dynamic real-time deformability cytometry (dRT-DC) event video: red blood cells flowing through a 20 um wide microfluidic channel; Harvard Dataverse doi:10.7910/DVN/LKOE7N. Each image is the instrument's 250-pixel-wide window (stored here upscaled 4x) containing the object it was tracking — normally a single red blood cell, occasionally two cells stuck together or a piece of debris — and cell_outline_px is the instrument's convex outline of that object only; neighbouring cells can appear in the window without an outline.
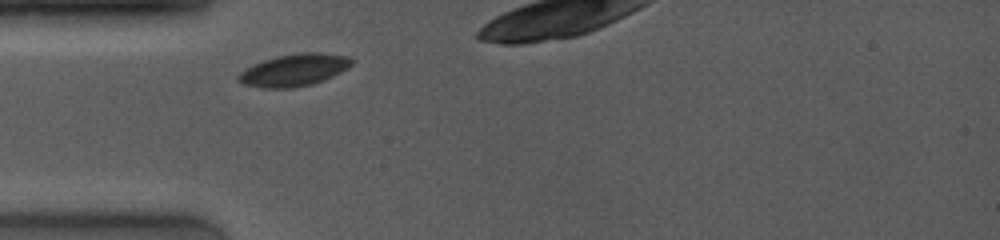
{"species": "common noctule bat (a hibernating species)", "species_latin": "Nyctalus noctula", "temperature_condition": "room temperature", "stored_images_in_passage": 5, "camera_frame_rate_fps": 4000, "um_per_image_px": 0.085, "animal": {"sex": "female", "body_mass_g": 19.0, "forearm_length_mm": 53.3}, "frame": {"image": 1, "passage_image": 1, "time_ms": 0.0, "image_size_px": [1000, 240], "cell_outline_px": [[352, 64], [348, 68], [324, 80], [312, 84], [296, 88], [260, 88], [244, 84], [236, 80], [236, 76], [240, 72], [264, 60], [276, 56], [300, 52], [320, 52], [352, 56]], "centroid_in_image_um": [25.02, 5.95], "position_along_channel_um": 60.0, "area_um2": 21.39}}